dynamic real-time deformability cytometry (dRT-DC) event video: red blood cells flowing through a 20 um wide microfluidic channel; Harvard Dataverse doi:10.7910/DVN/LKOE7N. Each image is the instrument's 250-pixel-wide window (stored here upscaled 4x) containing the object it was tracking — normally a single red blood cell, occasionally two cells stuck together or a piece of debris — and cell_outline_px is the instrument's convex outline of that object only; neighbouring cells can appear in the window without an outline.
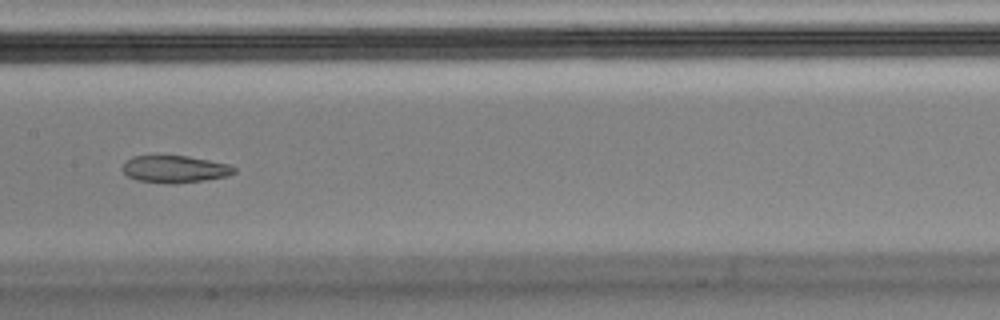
{"species": "Egyptian fruit bat (a non-hibernating species)", "species_latin": "Rousettus aegyptiacus", "temperature_condition": "cold", "stored_images_in_passage": 15, "camera_frame_rate_fps": 3000, "um_per_image_px": 0.085, "animal": {"sex": "male"}, "frame": {"image": 1, "passage_image": 7, "time_ms": 2.0, "image_size_px": [1000, 320], "cell_outline_px": [[236, 172], [228, 176], [204, 180], [176, 184], [168, 184], [136, 180], [128, 176], [120, 168], [132, 156], [188, 156], [228, 164], [236, 168]], "centroid_in_image_um": [14.86, 14.39], "position_along_channel_um": 192.5, "area_um2": 17.69}}
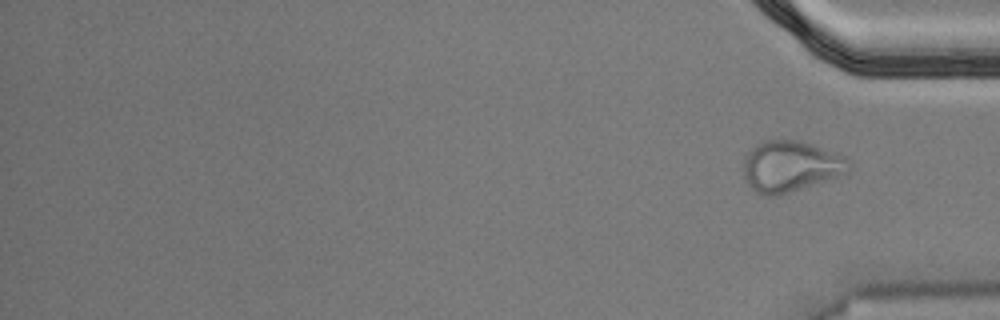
{"frame": {"image": 2, "passage_image": 15, "time_ms": 4.667, "image_size_px": [1000, 320], "cell_outline_px": [[852, 168], [848, 172], [776, 196], [764, 196], [756, 192], [752, 188], [744, 176], [744, 156], [760, 140], [800, 140], [844, 156], [852, 164]], "centroid_in_image_um": [67.17, 14.11], "position_along_channel_um": 368.0, "area_um2": 30.98}}